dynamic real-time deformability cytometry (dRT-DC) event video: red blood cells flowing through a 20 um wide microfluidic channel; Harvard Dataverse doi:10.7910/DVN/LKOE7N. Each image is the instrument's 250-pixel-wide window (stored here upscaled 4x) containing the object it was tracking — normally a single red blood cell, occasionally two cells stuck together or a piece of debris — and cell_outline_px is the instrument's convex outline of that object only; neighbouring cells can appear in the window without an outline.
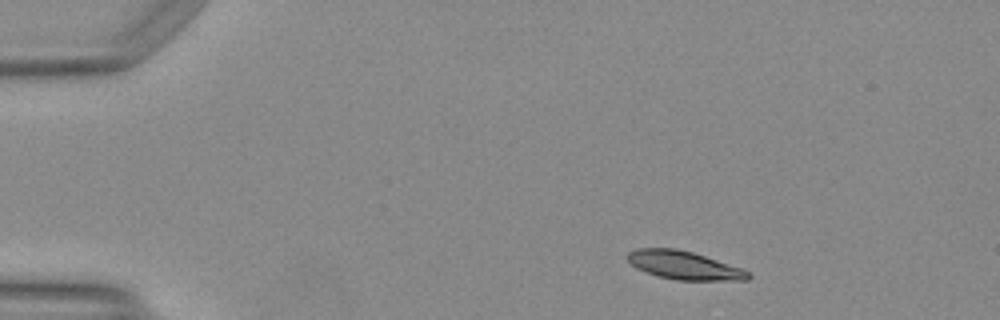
{"species": "Egyptian fruit bat (a non-hibernating species)", "species_latin": "Rousettus aegyptiacus", "temperature_condition": "warm", "stored_images_in_passage": 23, "camera_frame_rate_fps": 3000, "um_per_image_px": 0.085, "animal": {"sex": "female"}, "frame": {"image": 1, "passage_image": 1, "time_ms": 0.0, "image_size_px": [1000, 320], "cell_outline_px": [[752, 276], [748, 280], [676, 280], [660, 276], [636, 268], [624, 256], [628, 252], [636, 248], [676, 248], [692, 252], [740, 268], [748, 272]], "centroid_in_image_um": [58.1, 22.54], "position_along_channel_um": 26.9, "area_um2": 19.65}}
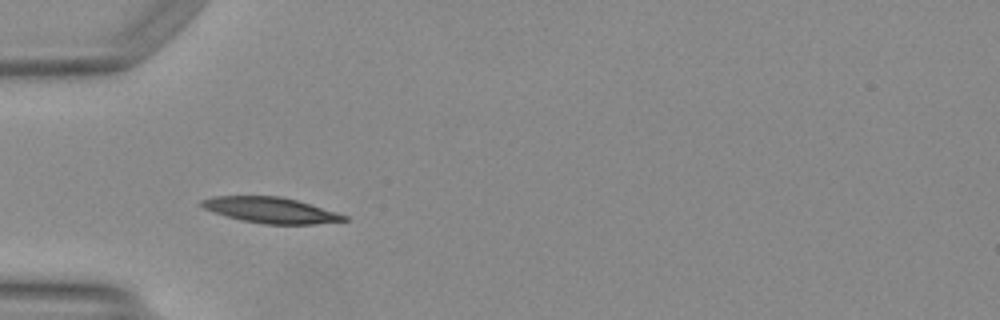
{"frame": {"image": 2, "passage_image": 9, "time_ms": 2.667, "image_size_px": [1000, 320], "cell_outline_px": [[348, 220], [312, 224], [264, 224], [240, 220], [204, 208], [200, 204], [200, 200], [216, 196], [280, 196], [296, 200], [336, 212], [348, 216]], "centroid_in_image_um": [23.01, 17.86], "position_along_channel_um": 62.0, "area_um2": 21.04}}
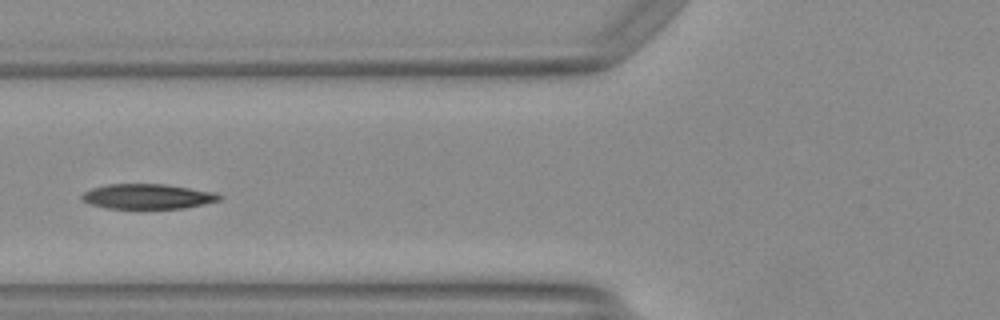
{"frame": {"image": 3, "passage_image": 13, "time_ms": 4.0, "image_size_px": [1000, 320], "cell_outline_px": [[224, 196], [220, 200], [204, 204], [184, 208], [108, 208], [88, 204], [80, 196], [84, 192], [92, 188], [108, 184], [164, 184], [216, 192]], "centroid_in_image_um": [12.57, 16.69], "position_along_channel_um": 113.2, "area_um2": 20.0}}